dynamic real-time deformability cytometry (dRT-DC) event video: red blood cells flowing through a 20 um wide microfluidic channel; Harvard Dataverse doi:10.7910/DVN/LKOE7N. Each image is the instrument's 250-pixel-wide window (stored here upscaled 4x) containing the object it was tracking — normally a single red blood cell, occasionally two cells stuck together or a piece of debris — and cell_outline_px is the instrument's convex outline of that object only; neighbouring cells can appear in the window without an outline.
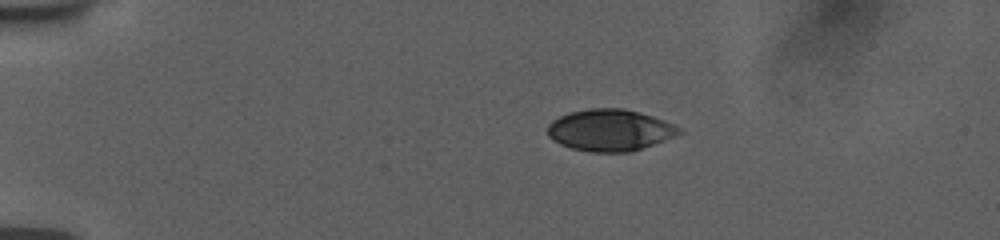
{"species": "human", "species_latin": "Homo sapiens", "temperature_condition": "room temperature", "stored_images_in_passage": 45, "camera_frame_rate_fps": 3000, "um_per_image_px": 0.085, "donor": {"sex": "female"}, "frame": {"image": 1, "passage_image": 1, "time_ms": 0.0, "image_size_px": [1000, 240], "cell_outline_px": [[684, 132], [676, 136], [628, 152], [588, 152], [572, 148], [560, 144], [552, 140], [548, 136], [548, 124], [552, 120], [568, 112], [592, 108], [620, 108], [640, 112], [664, 120], [680, 128]], "centroid_in_image_um": [51.82, 11.06], "position_along_channel_um": 33.2, "area_um2": 31.85}}
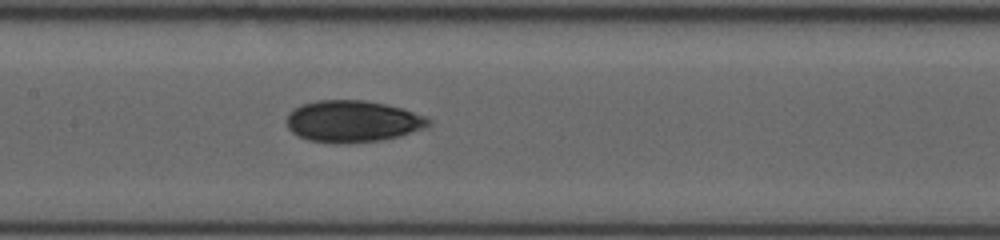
{"frame": {"image": 2, "passage_image": 18, "time_ms": 5.667, "image_size_px": [1000, 240], "cell_outline_px": [[432, 124], [424, 128], [400, 136], [380, 140], [340, 144], [308, 140], [292, 132], [288, 128], [288, 112], [292, 108], [300, 104], [316, 100], [364, 100], [384, 104], [400, 108], [428, 116], [432, 120]], "centroid_in_image_um": [29.98, 10.31], "position_along_channel_um": 177.4, "area_um2": 34.62}}
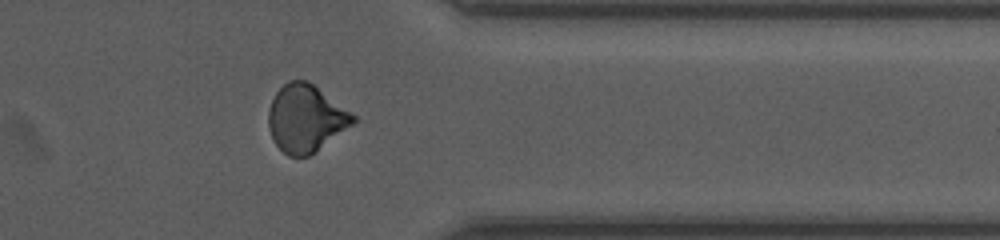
{"frame": {"image": 3, "passage_image": 35, "time_ms": 11.333, "image_size_px": [1000, 240], "cell_outline_px": [[356, 120], [352, 124], [316, 152], [308, 156], [288, 156], [272, 140], [268, 128], [268, 108], [276, 92], [288, 80], [308, 80], [352, 112], [356, 116]], "centroid_in_image_um": [25.97, 10.05], "position_along_channel_um": 385.4, "area_um2": 33.23}, "authors_computed_cell_mechanics": {"area_um2": 33.235, "velocity_mm_per_s": 3.7706, "shape_relaxation_time_tau1_ms": 6.474, "shape_relaxation_time_tau2_ms": 3.6197, "deformation_change_tau1": 0.1449, "deformation_change_tau2": 0.0786}}